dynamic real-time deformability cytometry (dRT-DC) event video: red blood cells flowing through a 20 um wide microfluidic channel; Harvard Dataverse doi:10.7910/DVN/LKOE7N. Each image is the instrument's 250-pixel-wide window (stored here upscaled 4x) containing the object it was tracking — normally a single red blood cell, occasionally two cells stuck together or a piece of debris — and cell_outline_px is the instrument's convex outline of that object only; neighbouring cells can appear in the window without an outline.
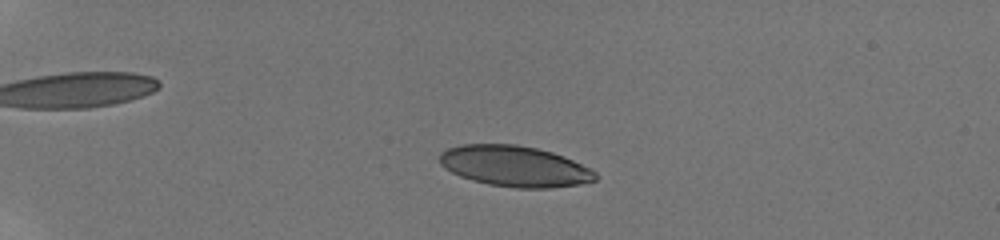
{"species": "human", "species_latin": "Homo sapiens", "temperature_condition": "room temperature", "stored_images_in_passage": 10, "camera_frame_rate_fps": 3000, "um_per_image_px": 0.085, "donor": {"sex": "male"}, "frame": {"image": 1, "passage_image": 1, "time_ms": 0.0, "image_size_px": [1000, 240], "cell_outline_px": [[596, 180], [580, 184], [552, 188], [516, 188], [488, 184], [472, 180], [460, 176], [444, 168], [440, 164], [440, 152], [448, 148], [460, 144], [516, 144], [536, 148], [552, 152], [564, 156], [592, 168], [596, 172]], "centroid_in_image_um": [43.76, 14.13], "position_along_channel_um": 41.2, "area_um2": 37.28}}
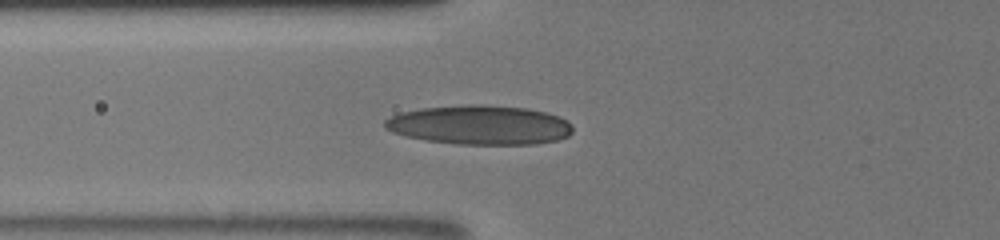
{"frame": {"image": 2, "passage_image": 6, "time_ms": 1.667, "image_size_px": [1000, 240], "cell_outline_px": [[572, 132], [568, 136], [556, 140], [536, 144], [456, 144], [424, 140], [404, 136], [392, 132], [384, 128], [384, 120], [400, 112], [420, 108], [464, 104], [484, 104], [528, 108], [548, 112], [560, 116], [572, 124]], "centroid_in_image_um": [40.77, 10.61], "position_along_channel_um": 85.0, "area_um2": 43.58}}
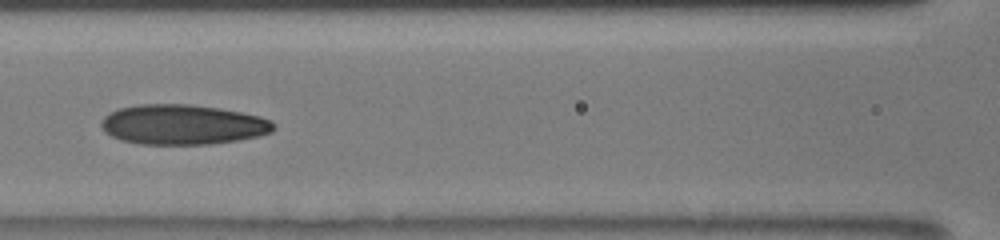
{"frame": {"image": 3, "passage_image": 9, "time_ms": 2.667, "image_size_px": [1000, 240], "cell_outline_px": [[276, 128], [272, 132], [260, 136], [236, 140], [208, 144], [140, 144], [120, 140], [104, 132], [100, 124], [100, 120], [108, 112], [120, 108], [140, 104], [188, 104], [216, 108], [240, 112], [260, 116], [272, 120], [276, 124]], "centroid_in_image_um": [15.52, 10.59], "position_along_channel_um": 151.1, "area_um2": 40.34}}